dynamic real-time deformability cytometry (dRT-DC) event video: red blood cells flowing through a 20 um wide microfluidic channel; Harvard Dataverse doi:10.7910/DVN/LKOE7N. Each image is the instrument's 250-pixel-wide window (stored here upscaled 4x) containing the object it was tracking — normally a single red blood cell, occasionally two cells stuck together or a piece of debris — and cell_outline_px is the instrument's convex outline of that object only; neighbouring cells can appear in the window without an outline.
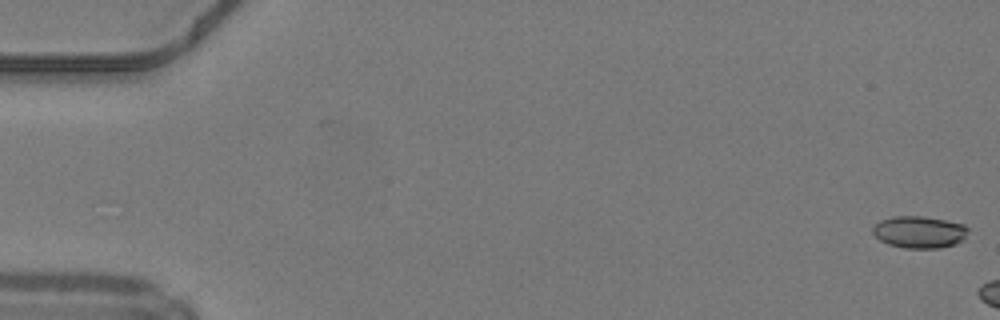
{"species": "common noctule bat (a hibernating species)", "species_latin": "Nyctalus noctula", "temperature_condition": "warm", "stored_images_in_passage": 5, "camera_frame_rate_fps": 3000, "um_per_image_px": 0.085, "animal": {"sex": "male", "body_mass_g": 19.2, "forearm_length_mm": 51.8}, "frame": {"image": 1, "passage_image": 1, "time_ms": 0.0, "image_size_px": [1000, 320], "cell_outline_px": [[968, 228], [964, 240], [956, 244], [940, 248], [904, 248], [888, 244], [880, 240], [872, 232], [872, 228], [880, 220], [892, 216], [924, 216], [964, 224]], "centroid_in_image_um": [78.14, 19.72], "position_along_channel_um": 6.9, "area_um2": 17.86}}